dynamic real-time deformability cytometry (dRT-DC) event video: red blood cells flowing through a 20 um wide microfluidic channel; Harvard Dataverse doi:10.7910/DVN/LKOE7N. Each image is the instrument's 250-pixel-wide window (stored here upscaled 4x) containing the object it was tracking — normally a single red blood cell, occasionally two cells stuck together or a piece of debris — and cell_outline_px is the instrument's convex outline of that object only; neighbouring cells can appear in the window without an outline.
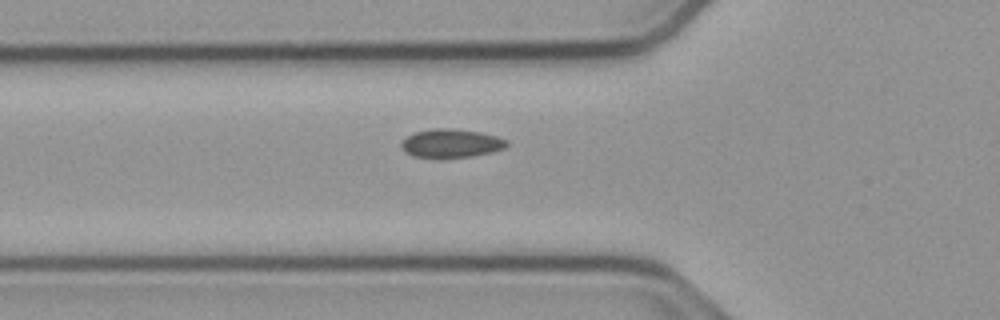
{"species": "common noctule bat (a hibernating species)", "species_latin": "Nyctalus noctula", "temperature_condition": "cold", "stored_images_in_passage": 36, "camera_frame_rate_fps": 3000, "um_per_image_px": 0.085, "animal": {"sex": "male", "body_mass_g": 23.1, "forearm_length_mm": 52.7}, "frame": {"image": 1, "passage_image": 4, "time_ms": 1.0, "image_size_px": [1000, 320], "cell_outline_px": [[508, 144], [504, 148], [492, 152], [472, 156], [412, 156], [404, 152], [400, 148], [400, 140], [416, 132], [432, 128], [452, 128], [480, 132], [496, 136], [508, 140]], "centroid_in_image_um": [38.32, 12.15], "position_along_channel_um": 87.5, "area_um2": 17.34}}
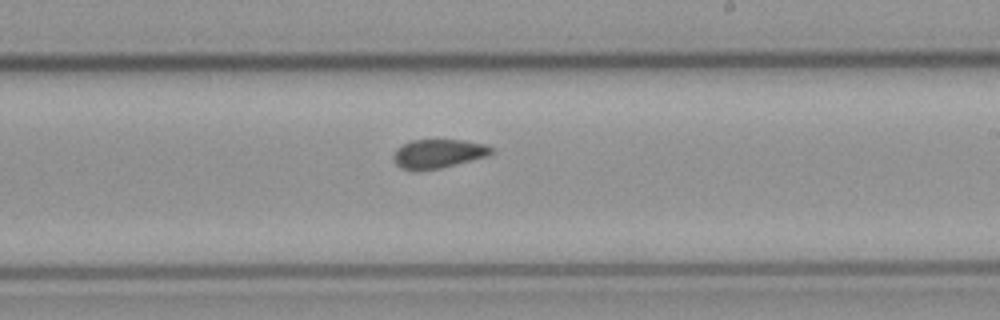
{"frame": {"image": 2, "passage_image": 17, "time_ms": 5.333, "image_size_px": [1000, 320], "cell_outline_px": [[496, 152], [484, 156], [440, 168], [400, 168], [396, 164], [392, 156], [396, 148], [412, 140], [464, 140], [484, 144], [496, 148]], "centroid_in_image_um": [37.28, 13.02], "position_along_channel_um": 251.7, "area_um2": 16.01}}
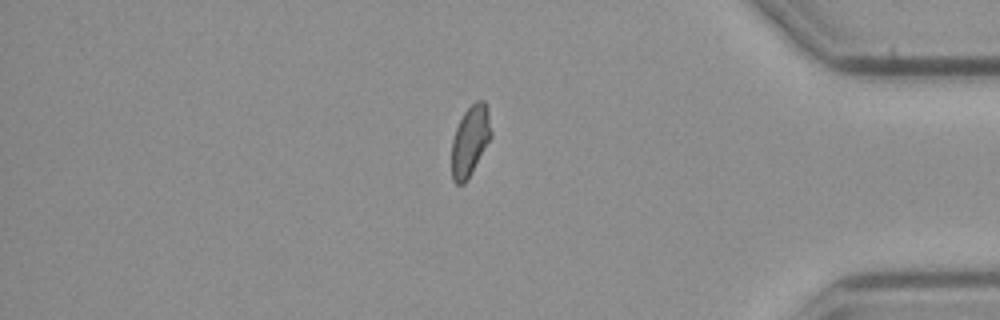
{"frame": {"image": 3, "passage_image": 31, "time_ms": 10.0, "image_size_px": [1000, 320], "cell_outline_px": [[492, 136], [464, 184], [456, 184], [452, 180], [452, 140], [456, 128], [464, 112], [476, 100], [484, 100], [488, 108], [492, 132]], "centroid_in_image_um": [39.97, 11.93], "position_along_channel_um": 395.2, "area_um2": 16.01}}